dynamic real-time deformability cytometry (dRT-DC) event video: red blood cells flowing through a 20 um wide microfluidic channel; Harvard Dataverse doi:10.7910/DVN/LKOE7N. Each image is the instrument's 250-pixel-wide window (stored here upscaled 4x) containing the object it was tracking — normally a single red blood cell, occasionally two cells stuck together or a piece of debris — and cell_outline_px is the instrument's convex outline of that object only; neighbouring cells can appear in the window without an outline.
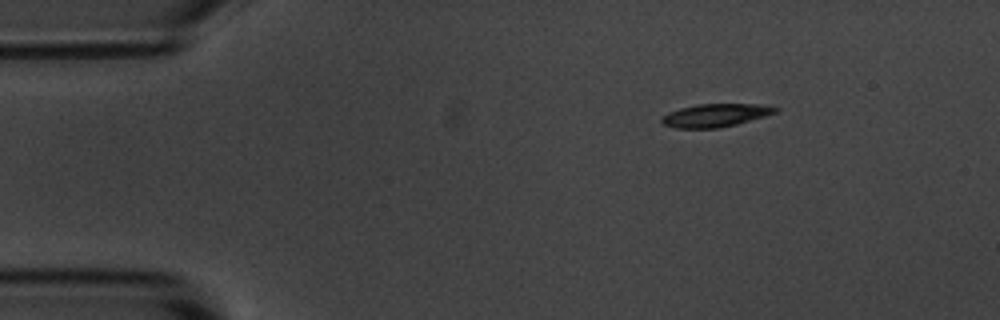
{"species": "common noctule bat (a hibernating species)", "species_latin": "Nyctalus noctula", "temperature_condition": "room temperature", "stored_images_in_passage": 3, "camera_frame_rate_fps": 3000, "um_per_image_px": 0.085, "animal": {"sex": "male", "body_mass_g": 20.1, "forearm_length_mm": 53.5}, "frame": {"image": 1, "passage_image": 1, "time_ms": 0.0, "image_size_px": [1000, 320], "cell_outline_px": [[780, 108], [776, 112], [764, 116], [736, 124], [720, 128], [676, 128], [664, 124], [660, 120], [668, 112], [680, 108], [696, 104], [760, 104]], "centroid_in_image_um": [60.8, 9.79], "position_along_channel_um": 24.2, "area_um2": 15.14}}